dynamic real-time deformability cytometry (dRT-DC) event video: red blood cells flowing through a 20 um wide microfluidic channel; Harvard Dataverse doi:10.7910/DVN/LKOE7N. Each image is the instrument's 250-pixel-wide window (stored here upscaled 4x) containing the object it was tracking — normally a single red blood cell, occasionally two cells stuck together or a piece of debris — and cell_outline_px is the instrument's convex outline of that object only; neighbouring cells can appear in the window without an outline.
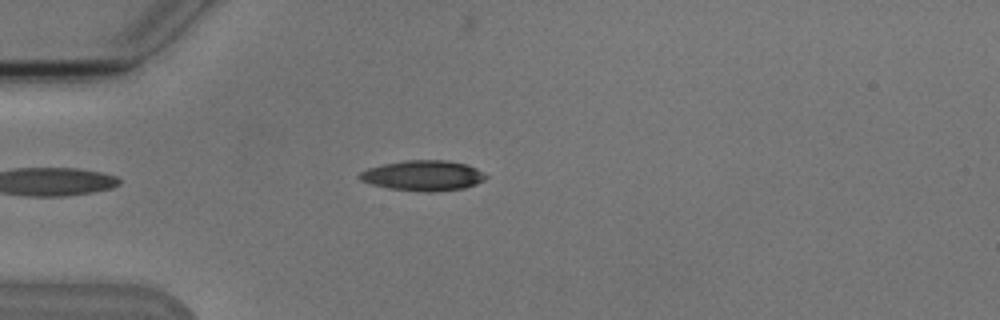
{"species": "Egyptian fruit bat (a non-hibernating species)", "species_latin": "Rousettus aegyptiacus", "temperature_condition": "cold", "stored_images_in_passage": 5, "camera_frame_rate_fps": 3000, "um_per_image_px": 0.085, "animal": {"sex": "male"}, "frame": {"image": 1, "passage_image": 4, "time_ms": 4.333, "image_size_px": [1000, 320], "cell_outline_px": [[488, 176], [484, 180], [476, 184], [464, 188], [432, 192], [428, 192], [388, 188], [372, 184], [360, 180], [356, 176], [360, 172], [368, 168], [384, 164], [404, 160], [448, 160], [468, 164], [484, 172]], "centroid_in_image_um": [35.98, 14.91], "position_along_channel_um": 49.0, "area_um2": 22.43}}